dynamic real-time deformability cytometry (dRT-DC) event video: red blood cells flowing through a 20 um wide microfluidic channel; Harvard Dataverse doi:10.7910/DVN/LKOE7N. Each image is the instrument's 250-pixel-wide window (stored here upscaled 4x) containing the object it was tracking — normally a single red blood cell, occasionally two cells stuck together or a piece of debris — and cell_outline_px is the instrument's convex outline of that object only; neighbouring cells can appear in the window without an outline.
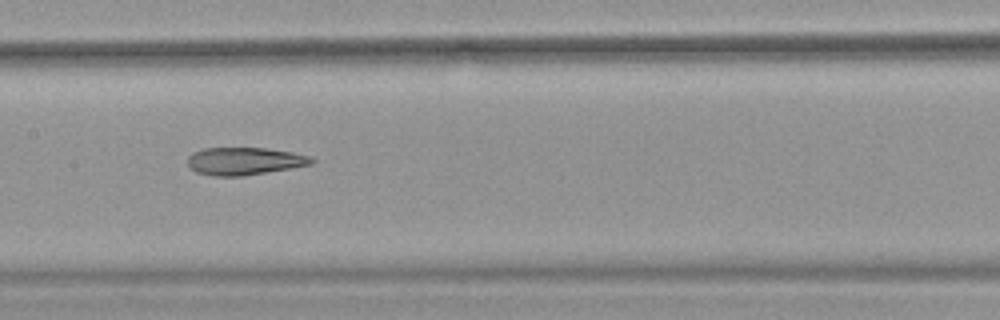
{"species": "common noctule bat (a hibernating species)", "species_latin": "Nyctalus noctula", "temperature_condition": "warm", "stored_images_in_passage": 36, "camera_frame_rate_fps": 3000, "um_per_image_px": 0.085, "animal": {"sex": "female", "body_mass_g": 18.4}, "frame": {"image": 1, "passage_image": 11, "time_ms": 3.333, "image_size_px": [1000, 320], "cell_outline_px": [[316, 160], [312, 164], [244, 176], [212, 176], [196, 172], [188, 168], [188, 156], [192, 152], [204, 148], [268, 148], [292, 152], [312, 156]], "centroid_in_image_um": [20.76, 13.69], "position_along_channel_um": 186.6, "area_um2": 20.11}, "authors_computed_cell_mechanics": {"area_um2": 21.2126, "velocity_mm_per_s": 3.9778, "shape_relaxation_time_tau1_ms": null, "shape_relaxation_time_tau2_ms": 4.6346, "deformation_change_tau1": null, "deformation_change_tau2": 0.1501}}